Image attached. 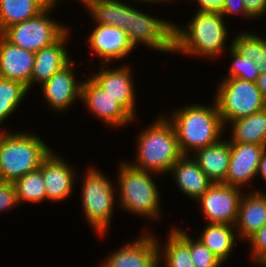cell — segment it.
<instances>
[{
  "mask_svg": "<svg viewBox=\"0 0 266 267\" xmlns=\"http://www.w3.org/2000/svg\"><path fill=\"white\" fill-rule=\"evenodd\" d=\"M84 44L92 51V57L98 64H128V57L134 54L136 48L130 42L127 33L117 26L91 23ZM131 54V55H130ZM123 60V61H122Z\"/></svg>",
  "mask_w": 266,
  "mask_h": 267,
  "instance_id": "4fadbf2b",
  "label": "cell"
},
{
  "mask_svg": "<svg viewBox=\"0 0 266 267\" xmlns=\"http://www.w3.org/2000/svg\"><path fill=\"white\" fill-rule=\"evenodd\" d=\"M192 103L163 113L176 131L183 155H191L197 149L214 144L226 136L225 126L213 98L208 105L202 101Z\"/></svg>",
  "mask_w": 266,
  "mask_h": 267,
  "instance_id": "3957f363",
  "label": "cell"
},
{
  "mask_svg": "<svg viewBox=\"0 0 266 267\" xmlns=\"http://www.w3.org/2000/svg\"><path fill=\"white\" fill-rule=\"evenodd\" d=\"M257 178L258 180L260 178V180H262V183L264 182L266 185V147L261 154L259 167H258V171L256 175V181H258ZM262 188L263 187H260V189H258L257 187L254 186V191H266L265 186H264L265 189H262Z\"/></svg>",
  "mask_w": 266,
  "mask_h": 267,
  "instance_id": "74e56055",
  "label": "cell"
},
{
  "mask_svg": "<svg viewBox=\"0 0 266 267\" xmlns=\"http://www.w3.org/2000/svg\"><path fill=\"white\" fill-rule=\"evenodd\" d=\"M66 0H43L44 4L46 7H51V8H60L59 5L63 4ZM68 1V0H67ZM72 2L74 0H71ZM78 4H80V7L86 8L91 2L96 1V0H76ZM60 3V4H59Z\"/></svg>",
  "mask_w": 266,
  "mask_h": 267,
  "instance_id": "f35d334b",
  "label": "cell"
},
{
  "mask_svg": "<svg viewBox=\"0 0 266 267\" xmlns=\"http://www.w3.org/2000/svg\"><path fill=\"white\" fill-rule=\"evenodd\" d=\"M264 224H266V191H244L234 225L238 239L245 242Z\"/></svg>",
  "mask_w": 266,
  "mask_h": 267,
  "instance_id": "7402d4cb",
  "label": "cell"
},
{
  "mask_svg": "<svg viewBox=\"0 0 266 267\" xmlns=\"http://www.w3.org/2000/svg\"><path fill=\"white\" fill-rule=\"evenodd\" d=\"M230 129L228 132L227 130ZM227 138L234 143H254L266 147V108L231 121L225 127Z\"/></svg>",
  "mask_w": 266,
  "mask_h": 267,
  "instance_id": "d4e9b609",
  "label": "cell"
},
{
  "mask_svg": "<svg viewBox=\"0 0 266 267\" xmlns=\"http://www.w3.org/2000/svg\"><path fill=\"white\" fill-rule=\"evenodd\" d=\"M29 94H31L30 91L23 83L0 78V130L9 128L5 122L11 117L14 118V114L24 105Z\"/></svg>",
  "mask_w": 266,
  "mask_h": 267,
  "instance_id": "f1b7e54d",
  "label": "cell"
},
{
  "mask_svg": "<svg viewBox=\"0 0 266 267\" xmlns=\"http://www.w3.org/2000/svg\"><path fill=\"white\" fill-rule=\"evenodd\" d=\"M45 8L43 0H0V34L12 25L37 16Z\"/></svg>",
  "mask_w": 266,
  "mask_h": 267,
  "instance_id": "4316f807",
  "label": "cell"
},
{
  "mask_svg": "<svg viewBox=\"0 0 266 267\" xmlns=\"http://www.w3.org/2000/svg\"><path fill=\"white\" fill-rule=\"evenodd\" d=\"M92 164L80 170L82 173H78L76 184L81 185L76 188L80 187L78 196H80L82 215L96 237L102 241V238L109 237L111 223L114 221L113 215H116L114 210L119 206L117 187L115 178L103 173L96 163Z\"/></svg>",
  "mask_w": 266,
  "mask_h": 267,
  "instance_id": "5b68a950",
  "label": "cell"
},
{
  "mask_svg": "<svg viewBox=\"0 0 266 267\" xmlns=\"http://www.w3.org/2000/svg\"><path fill=\"white\" fill-rule=\"evenodd\" d=\"M70 164L65 156L53 149L42 162V178L45 184L47 203L63 202L75 193L80 170Z\"/></svg>",
  "mask_w": 266,
  "mask_h": 267,
  "instance_id": "2e32d148",
  "label": "cell"
},
{
  "mask_svg": "<svg viewBox=\"0 0 266 267\" xmlns=\"http://www.w3.org/2000/svg\"><path fill=\"white\" fill-rule=\"evenodd\" d=\"M243 193L237 186L213 183L195 202L203 222L235 225Z\"/></svg>",
  "mask_w": 266,
  "mask_h": 267,
  "instance_id": "9a60e30c",
  "label": "cell"
},
{
  "mask_svg": "<svg viewBox=\"0 0 266 267\" xmlns=\"http://www.w3.org/2000/svg\"><path fill=\"white\" fill-rule=\"evenodd\" d=\"M85 12L94 24L112 25L126 31L129 15V0H96Z\"/></svg>",
  "mask_w": 266,
  "mask_h": 267,
  "instance_id": "484cf974",
  "label": "cell"
},
{
  "mask_svg": "<svg viewBox=\"0 0 266 267\" xmlns=\"http://www.w3.org/2000/svg\"><path fill=\"white\" fill-rule=\"evenodd\" d=\"M219 80L213 92V99L225 127L231 121L266 108V100L255 82L238 78Z\"/></svg>",
  "mask_w": 266,
  "mask_h": 267,
  "instance_id": "ba28073f",
  "label": "cell"
},
{
  "mask_svg": "<svg viewBox=\"0 0 266 267\" xmlns=\"http://www.w3.org/2000/svg\"><path fill=\"white\" fill-rule=\"evenodd\" d=\"M19 206L23 204H42L47 202L45 184L41 167L16 179L14 182Z\"/></svg>",
  "mask_w": 266,
  "mask_h": 267,
  "instance_id": "f546056e",
  "label": "cell"
},
{
  "mask_svg": "<svg viewBox=\"0 0 266 267\" xmlns=\"http://www.w3.org/2000/svg\"><path fill=\"white\" fill-rule=\"evenodd\" d=\"M265 35L242 28V31H235L232 37V47L243 57L252 58L258 66L259 74L266 73Z\"/></svg>",
  "mask_w": 266,
  "mask_h": 267,
  "instance_id": "83f0119b",
  "label": "cell"
},
{
  "mask_svg": "<svg viewBox=\"0 0 266 267\" xmlns=\"http://www.w3.org/2000/svg\"><path fill=\"white\" fill-rule=\"evenodd\" d=\"M191 156L213 183L225 181L231 158L228 138L224 136L214 144L197 149Z\"/></svg>",
  "mask_w": 266,
  "mask_h": 267,
  "instance_id": "603a6c76",
  "label": "cell"
},
{
  "mask_svg": "<svg viewBox=\"0 0 266 267\" xmlns=\"http://www.w3.org/2000/svg\"><path fill=\"white\" fill-rule=\"evenodd\" d=\"M255 83L266 100V73L259 74Z\"/></svg>",
  "mask_w": 266,
  "mask_h": 267,
  "instance_id": "ab89813d",
  "label": "cell"
},
{
  "mask_svg": "<svg viewBox=\"0 0 266 267\" xmlns=\"http://www.w3.org/2000/svg\"><path fill=\"white\" fill-rule=\"evenodd\" d=\"M54 10L46 7L37 16L8 27L2 35L12 44L36 53L59 40L72 27L56 21L57 16H52Z\"/></svg>",
  "mask_w": 266,
  "mask_h": 267,
  "instance_id": "9c48e42d",
  "label": "cell"
},
{
  "mask_svg": "<svg viewBox=\"0 0 266 267\" xmlns=\"http://www.w3.org/2000/svg\"><path fill=\"white\" fill-rule=\"evenodd\" d=\"M230 148L231 158L229 170L223 184L237 186L244 191H254L253 186L256 180L261 154L265 146L230 141ZM249 185L251 186L248 187Z\"/></svg>",
  "mask_w": 266,
  "mask_h": 267,
  "instance_id": "e0dca14e",
  "label": "cell"
},
{
  "mask_svg": "<svg viewBox=\"0 0 266 267\" xmlns=\"http://www.w3.org/2000/svg\"><path fill=\"white\" fill-rule=\"evenodd\" d=\"M19 203L17 200L16 189L13 182L0 181V215L17 209Z\"/></svg>",
  "mask_w": 266,
  "mask_h": 267,
  "instance_id": "836d02e7",
  "label": "cell"
},
{
  "mask_svg": "<svg viewBox=\"0 0 266 267\" xmlns=\"http://www.w3.org/2000/svg\"><path fill=\"white\" fill-rule=\"evenodd\" d=\"M35 53L9 42L0 34V78L15 80L31 92V74Z\"/></svg>",
  "mask_w": 266,
  "mask_h": 267,
  "instance_id": "ffe728a7",
  "label": "cell"
},
{
  "mask_svg": "<svg viewBox=\"0 0 266 267\" xmlns=\"http://www.w3.org/2000/svg\"><path fill=\"white\" fill-rule=\"evenodd\" d=\"M188 2V0H186ZM193 2L194 11L221 13L224 7L225 0H189Z\"/></svg>",
  "mask_w": 266,
  "mask_h": 267,
  "instance_id": "8d00e7d4",
  "label": "cell"
},
{
  "mask_svg": "<svg viewBox=\"0 0 266 267\" xmlns=\"http://www.w3.org/2000/svg\"><path fill=\"white\" fill-rule=\"evenodd\" d=\"M175 188L194 203L213 182L207 177L191 155H183L170 169Z\"/></svg>",
  "mask_w": 266,
  "mask_h": 267,
  "instance_id": "44dd1931",
  "label": "cell"
},
{
  "mask_svg": "<svg viewBox=\"0 0 266 267\" xmlns=\"http://www.w3.org/2000/svg\"><path fill=\"white\" fill-rule=\"evenodd\" d=\"M73 28L69 29L59 40L35 53L34 66L31 74L32 87L40 86L57 71L65 67L74 57L69 46L73 42ZM70 43V44H69Z\"/></svg>",
  "mask_w": 266,
  "mask_h": 267,
  "instance_id": "ac0fdd59",
  "label": "cell"
},
{
  "mask_svg": "<svg viewBox=\"0 0 266 267\" xmlns=\"http://www.w3.org/2000/svg\"><path fill=\"white\" fill-rule=\"evenodd\" d=\"M74 59L73 57L65 67L38 86L41 89L40 94L42 96L40 101L47 105L44 108L46 107L50 112H54V114H68V110H72V107L74 108L81 100V87L84 79L77 77L79 72L76 68L83 65L81 61L76 63V59L74 62Z\"/></svg>",
  "mask_w": 266,
  "mask_h": 267,
  "instance_id": "30bf717a",
  "label": "cell"
},
{
  "mask_svg": "<svg viewBox=\"0 0 266 267\" xmlns=\"http://www.w3.org/2000/svg\"><path fill=\"white\" fill-rule=\"evenodd\" d=\"M203 225L200 232L193 231L196 234L194 236L227 265V262L235 254L237 244L240 243L235 226L219 223H204Z\"/></svg>",
  "mask_w": 266,
  "mask_h": 267,
  "instance_id": "cb8c5ba5",
  "label": "cell"
},
{
  "mask_svg": "<svg viewBox=\"0 0 266 267\" xmlns=\"http://www.w3.org/2000/svg\"><path fill=\"white\" fill-rule=\"evenodd\" d=\"M10 129L0 130V172L2 181L14 182L39 169L53 147L32 128Z\"/></svg>",
  "mask_w": 266,
  "mask_h": 267,
  "instance_id": "8992f818",
  "label": "cell"
},
{
  "mask_svg": "<svg viewBox=\"0 0 266 267\" xmlns=\"http://www.w3.org/2000/svg\"><path fill=\"white\" fill-rule=\"evenodd\" d=\"M157 117V118H156ZM145 124L134 138L135 153L132 159L125 160L132 167L166 176L172 166L183 156L176 131L167 117L160 113ZM136 140V141H135Z\"/></svg>",
  "mask_w": 266,
  "mask_h": 267,
  "instance_id": "277c9868",
  "label": "cell"
},
{
  "mask_svg": "<svg viewBox=\"0 0 266 267\" xmlns=\"http://www.w3.org/2000/svg\"><path fill=\"white\" fill-rule=\"evenodd\" d=\"M190 256L196 267H222L225 264L200 240L190 234Z\"/></svg>",
  "mask_w": 266,
  "mask_h": 267,
  "instance_id": "1f68e13d",
  "label": "cell"
},
{
  "mask_svg": "<svg viewBox=\"0 0 266 267\" xmlns=\"http://www.w3.org/2000/svg\"><path fill=\"white\" fill-rule=\"evenodd\" d=\"M176 222L166 227V238L164 241L153 228L149 230L154 233L160 255V267H196L190 256V232ZM163 241V242H161Z\"/></svg>",
  "mask_w": 266,
  "mask_h": 267,
  "instance_id": "d6986e66",
  "label": "cell"
},
{
  "mask_svg": "<svg viewBox=\"0 0 266 267\" xmlns=\"http://www.w3.org/2000/svg\"><path fill=\"white\" fill-rule=\"evenodd\" d=\"M155 1H164V2H167V3H170V4H175V3L177 4V2H179L181 0H155ZM173 1L174 2L176 1V2L174 3Z\"/></svg>",
  "mask_w": 266,
  "mask_h": 267,
  "instance_id": "60d3db41",
  "label": "cell"
},
{
  "mask_svg": "<svg viewBox=\"0 0 266 267\" xmlns=\"http://www.w3.org/2000/svg\"><path fill=\"white\" fill-rule=\"evenodd\" d=\"M114 172L117 187L118 207L120 211L138 216L144 221L163 222V196L161 195L159 181L161 175L149 171H143L132 167L125 159L117 163ZM162 199V200H161Z\"/></svg>",
  "mask_w": 266,
  "mask_h": 267,
  "instance_id": "7a4b0ae2",
  "label": "cell"
},
{
  "mask_svg": "<svg viewBox=\"0 0 266 267\" xmlns=\"http://www.w3.org/2000/svg\"><path fill=\"white\" fill-rule=\"evenodd\" d=\"M174 21L173 56L217 61L232 46L229 22L221 13L192 11L185 25ZM229 45V46H228Z\"/></svg>",
  "mask_w": 266,
  "mask_h": 267,
  "instance_id": "6da1fadb",
  "label": "cell"
},
{
  "mask_svg": "<svg viewBox=\"0 0 266 267\" xmlns=\"http://www.w3.org/2000/svg\"><path fill=\"white\" fill-rule=\"evenodd\" d=\"M147 4L148 6L160 4L167 6L169 3L155 0H129V15L125 32L136 49L143 46L147 50L162 53V55L171 54L172 57L174 20H169V17L166 19L163 16H154L151 12L139 7L140 5L141 7L147 6Z\"/></svg>",
  "mask_w": 266,
  "mask_h": 267,
  "instance_id": "52a82bcc",
  "label": "cell"
},
{
  "mask_svg": "<svg viewBox=\"0 0 266 267\" xmlns=\"http://www.w3.org/2000/svg\"><path fill=\"white\" fill-rule=\"evenodd\" d=\"M133 64H99L89 75L134 118L137 119V86L134 81ZM110 66V67H109ZM97 70H96V69ZM96 70V71H95ZM138 113V114H137Z\"/></svg>",
  "mask_w": 266,
  "mask_h": 267,
  "instance_id": "7c38bea8",
  "label": "cell"
},
{
  "mask_svg": "<svg viewBox=\"0 0 266 267\" xmlns=\"http://www.w3.org/2000/svg\"><path fill=\"white\" fill-rule=\"evenodd\" d=\"M223 18L228 22L229 18L235 19L239 16L243 21L253 22L254 20L246 13L243 0H225L224 7L221 12Z\"/></svg>",
  "mask_w": 266,
  "mask_h": 267,
  "instance_id": "e575fe53",
  "label": "cell"
},
{
  "mask_svg": "<svg viewBox=\"0 0 266 267\" xmlns=\"http://www.w3.org/2000/svg\"><path fill=\"white\" fill-rule=\"evenodd\" d=\"M132 241L112 249L98 267H160L157 240L152 231L142 229ZM143 232V233H142Z\"/></svg>",
  "mask_w": 266,
  "mask_h": 267,
  "instance_id": "5bb4252c",
  "label": "cell"
},
{
  "mask_svg": "<svg viewBox=\"0 0 266 267\" xmlns=\"http://www.w3.org/2000/svg\"><path fill=\"white\" fill-rule=\"evenodd\" d=\"M81 100L85 110L99 120L106 128L116 130L132 126L139 120L134 119L117 101L104 91L90 76L82 72ZM108 126V127H107Z\"/></svg>",
  "mask_w": 266,
  "mask_h": 267,
  "instance_id": "8fae6325",
  "label": "cell"
},
{
  "mask_svg": "<svg viewBox=\"0 0 266 267\" xmlns=\"http://www.w3.org/2000/svg\"><path fill=\"white\" fill-rule=\"evenodd\" d=\"M246 13L254 20L266 19V0H243ZM260 18V19H259Z\"/></svg>",
  "mask_w": 266,
  "mask_h": 267,
  "instance_id": "d590c367",
  "label": "cell"
},
{
  "mask_svg": "<svg viewBox=\"0 0 266 267\" xmlns=\"http://www.w3.org/2000/svg\"><path fill=\"white\" fill-rule=\"evenodd\" d=\"M245 242L249 245L248 262L251 261L255 267H263L266 264V224Z\"/></svg>",
  "mask_w": 266,
  "mask_h": 267,
  "instance_id": "d6a6232c",
  "label": "cell"
},
{
  "mask_svg": "<svg viewBox=\"0 0 266 267\" xmlns=\"http://www.w3.org/2000/svg\"><path fill=\"white\" fill-rule=\"evenodd\" d=\"M226 53V54H225ZM223 54L226 59L231 62L227 68V72L221 79L238 78L250 82H256L259 76L258 66L253 62L252 58L243 57L232 46ZM226 55V56H225Z\"/></svg>",
  "mask_w": 266,
  "mask_h": 267,
  "instance_id": "4dcf8cb0",
  "label": "cell"
}]
</instances>
